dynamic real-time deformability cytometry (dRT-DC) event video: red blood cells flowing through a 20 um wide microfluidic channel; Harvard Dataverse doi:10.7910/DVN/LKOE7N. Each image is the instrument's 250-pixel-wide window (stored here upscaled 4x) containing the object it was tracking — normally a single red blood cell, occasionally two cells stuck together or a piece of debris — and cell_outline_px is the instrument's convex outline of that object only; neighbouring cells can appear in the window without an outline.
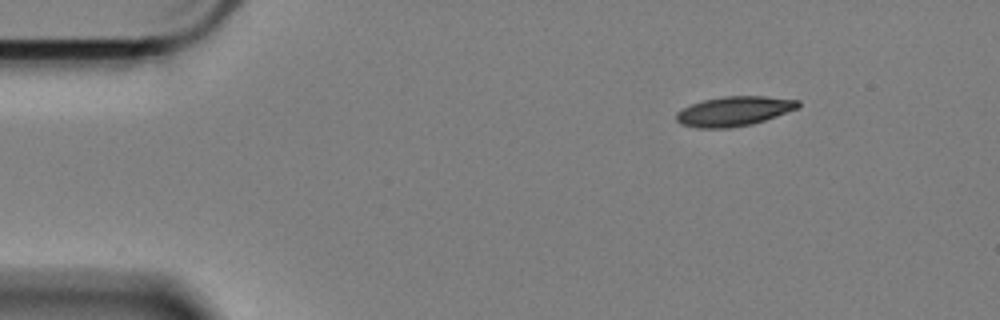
{"species": "Egyptian fruit bat (a non-hibernating species)", "species_latin": "Rousettus aegyptiacus", "temperature_condition": "cold", "stored_images_in_passage": 52, "camera_frame_rate_fps": 3000, "um_per_image_px": 0.085, "animal": {"sex": "female"}, "frame": {"image": 1, "passage_image": 1, "time_ms": 0.0, "image_size_px": [1000, 320], "cell_outline_px": [[800, 108], [752, 124], [728, 128], [700, 128], [680, 124], [676, 120], [676, 112], [692, 104], [704, 100], [724, 96], [764, 96], [800, 100]], "centroid_in_image_um": [62.41, 9.45], "position_along_channel_um": 22.6, "area_um2": 20.98}}
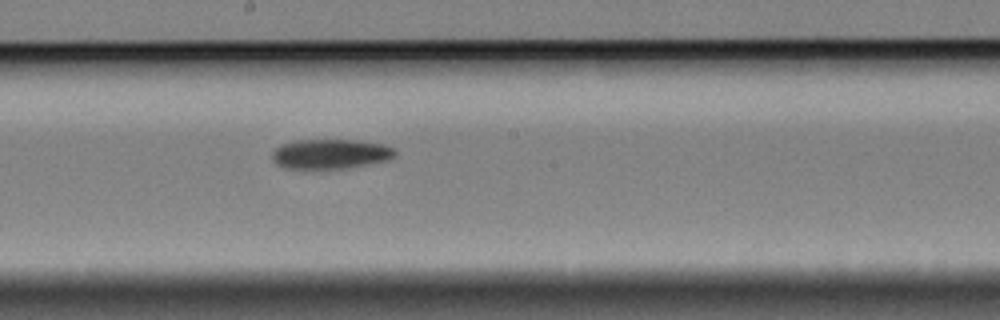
{"frame": {"image": 2, "passage_image": 25, "time_ms": 8.0, "image_size_px": [1000, 320], "cell_outline_px": [[396, 156], [388, 160], [348, 168], [284, 168], [276, 164], [272, 160], [272, 152], [280, 144], [296, 140], [360, 140], [384, 144], [396, 148]], "centroid_in_image_um": [28.12, 13.07], "position_along_channel_um": 220.1, "area_um2": 21.5}}
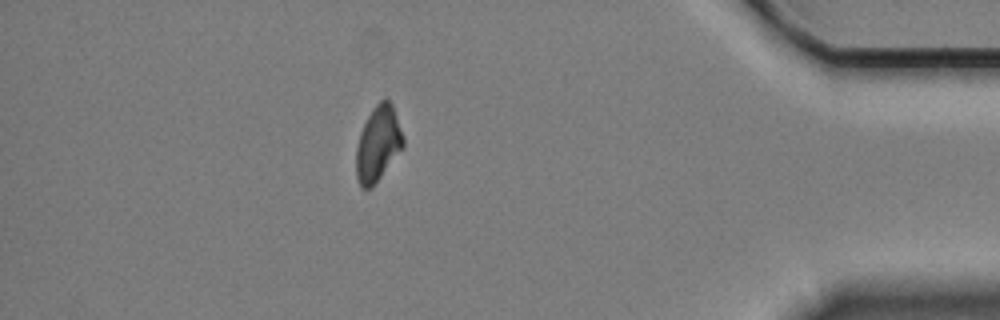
{"frame": {"image": 3, "passage_image": 45, "time_ms": 14.667, "image_size_px": [1000, 320], "cell_outline_px": [[404, 144], [372, 188], [360, 188], [356, 176], [356, 148], [360, 132], [372, 108], [380, 100], [388, 100], [392, 104], [404, 136]], "centroid_in_image_um": [32.11, 12.22], "position_along_channel_um": 403.1, "area_um2": 20.35}, "authors_computed_cell_mechanics": {"area_um2": 21.5594, "velocity_mm_per_s": 3.3693, "shape_relaxation_time_tau1_ms": 4.8367, "shape_relaxation_time_tau2_ms": null, "deformation_change_tau1": 0.1407, "deformation_change_tau2": null}}